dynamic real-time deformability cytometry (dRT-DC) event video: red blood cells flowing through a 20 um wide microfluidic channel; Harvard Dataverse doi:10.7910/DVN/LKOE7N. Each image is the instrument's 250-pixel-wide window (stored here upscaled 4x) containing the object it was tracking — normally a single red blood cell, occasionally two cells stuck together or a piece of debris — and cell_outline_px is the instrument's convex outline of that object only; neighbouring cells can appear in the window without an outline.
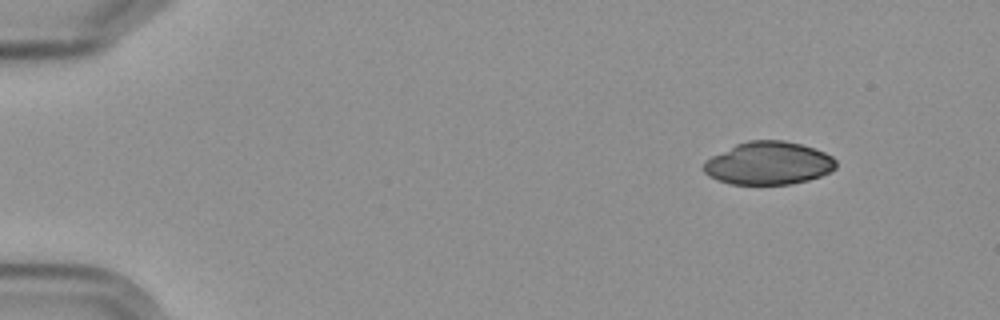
{"species": "Egyptian fruit bat (a non-hibernating species)", "species_latin": "Rousettus aegyptiacus", "temperature_condition": "cold", "stored_images_in_passage": 4, "camera_frame_rate_fps": 3000, "um_per_image_px": 0.085, "frame": {"image": 1, "passage_image": 1, "time_ms": 0.0, "image_size_px": [1000, 320], "cell_outline_px": [[836, 168], [820, 176], [808, 180], [792, 184], [732, 184], [716, 180], [708, 176], [704, 172], [704, 160], [736, 144], [748, 140], [784, 140], [800, 144], [824, 152], [832, 156], [836, 160]], "centroid_in_image_um": [65.31, 13.88], "position_along_channel_um": 19.7, "area_um2": 33.06}}